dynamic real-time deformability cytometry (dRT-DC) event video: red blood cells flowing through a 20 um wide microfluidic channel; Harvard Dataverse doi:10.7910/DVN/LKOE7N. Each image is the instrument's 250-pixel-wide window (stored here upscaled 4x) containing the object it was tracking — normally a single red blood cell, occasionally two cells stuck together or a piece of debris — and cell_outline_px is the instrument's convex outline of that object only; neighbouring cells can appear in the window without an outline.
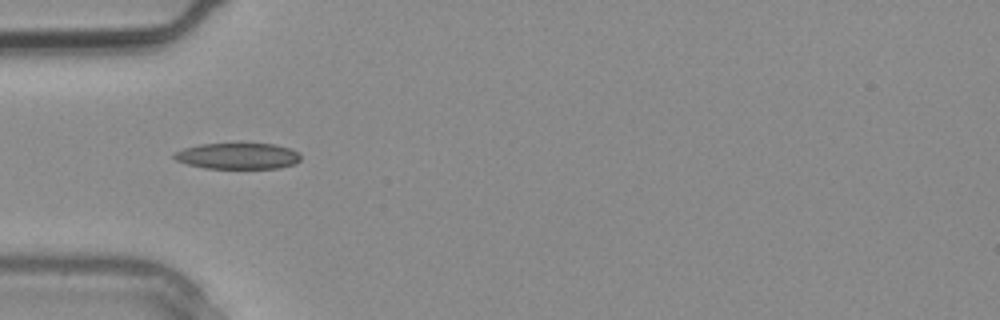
{"species": "common noctule bat (a hibernating species)", "species_latin": "Nyctalus noctula", "temperature_condition": "warm", "stored_images_in_passage": 3, "camera_frame_rate_fps": 3000, "um_per_image_px": 0.085, "animal": {"sex": "male", "body_mass_g": 20.4}, "frame": {"image": 1, "passage_image": 3, "time_ms": 0.667, "image_size_px": [1000, 320], "cell_outline_px": [[300, 160], [296, 164], [280, 168], [204, 168], [188, 164], [176, 160], [172, 156], [172, 152], [184, 148], [200, 144], [276, 144], [300, 152]], "centroid_in_image_um": [20.22, 13.26], "position_along_channel_um": 64.8, "area_um2": 19.31}}